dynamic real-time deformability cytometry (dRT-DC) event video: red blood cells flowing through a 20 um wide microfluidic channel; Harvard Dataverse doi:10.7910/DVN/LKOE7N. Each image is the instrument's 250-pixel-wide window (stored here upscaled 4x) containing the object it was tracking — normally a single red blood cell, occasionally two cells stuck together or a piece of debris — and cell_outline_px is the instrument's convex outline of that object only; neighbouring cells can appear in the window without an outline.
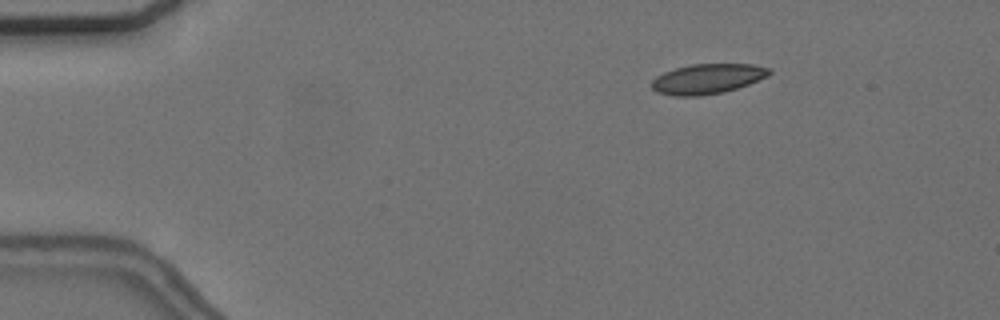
{"species": "common noctule bat (a hibernating species)", "species_latin": "Nyctalus noctula", "temperature_condition": "cold", "stored_images_in_passage": 5, "camera_frame_rate_fps": 3000, "um_per_image_px": 0.085, "animal": {"sex": "female", "body_mass_g": 24.6, "forearm_length_mm": 56.2}, "frame": {"image": 1, "passage_image": 3, "time_ms": 2.333, "image_size_px": [1000, 320], "cell_outline_px": [[772, 72], [768, 76], [748, 84], [724, 92], [700, 96], [672, 96], [656, 92], [652, 88], [652, 80], [656, 76], [664, 72], [676, 68], [692, 64], [752, 64], [772, 68]], "centroid_in_image_um": [60.14, 6.7], "position_along_channel_um": 24.9, "area_um2": 20.63}}